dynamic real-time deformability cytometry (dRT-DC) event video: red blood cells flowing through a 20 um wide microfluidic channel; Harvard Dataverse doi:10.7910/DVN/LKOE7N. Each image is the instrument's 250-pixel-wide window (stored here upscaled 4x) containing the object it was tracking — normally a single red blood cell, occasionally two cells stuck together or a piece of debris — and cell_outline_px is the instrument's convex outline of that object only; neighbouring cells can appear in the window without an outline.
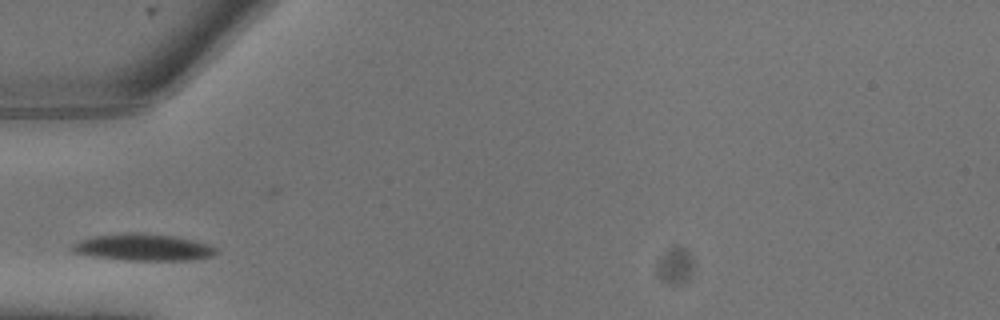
{"species": "common noctule bat (a hibernating species)", "species_latin": "Nyctalus noctula", "temperature_condition": "warm", "stored_images_in_passage": 2, "camera_frame_rate_fps": 3000, "um_per_image_px": 0.085, "animal": {"sex": "male", "body_mass_g": 13.3}, "frame": {"image": 1, "passage_image": 1, "time_ms": 0.0, "image_size_px": [1000, 320], "cell_outline_px": [[216, 252], [212, 256], [188, 260], [124, 260], [92, 256], [76, 252], [72, 248], [72, 244], [80, 240], [96, 236], [132, 232], [144, 232], [176, 236], [208, 244], [216, 248]], "centroid_in_image_um": [12.19, 21.01], "position_along_channel_um": 72.8, "area_um2": 22.25}}